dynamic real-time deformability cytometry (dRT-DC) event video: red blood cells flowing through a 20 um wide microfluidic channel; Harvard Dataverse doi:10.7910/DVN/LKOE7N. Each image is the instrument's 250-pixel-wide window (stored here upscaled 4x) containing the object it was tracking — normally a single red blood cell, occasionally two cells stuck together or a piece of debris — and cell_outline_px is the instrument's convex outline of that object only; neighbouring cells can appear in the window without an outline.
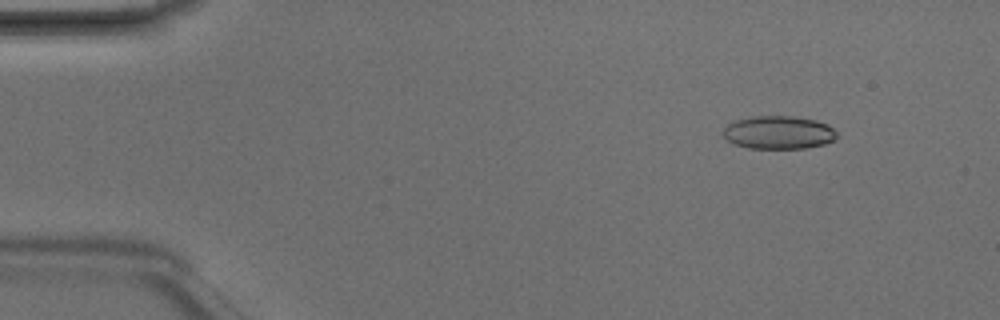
{"species": "Egyptian fruit bat (a non-hibernating species)", "species_latin": "Rousettus aegyptiacus", "temperature_condition": "room temperature", "stored_images_in_passage": 5, "camera_frame_rate_fps": 3000, "um_per_image_px": 0.085, "animal": {"sex": "male"}, "frame": {"image": 1, "passage_image": 2, "time_ms": 0.333, "image_size_px": [1000, 320], "cell_outline_px": [[836, 136], [832, 140], [824, 144], [808, 148], [748, 148], [732, 144], [724, 136], [724, 128], [732, 120], [752, 116], [796, 116], [816, 120], [828, 124], [836, 132]], "centroid_in_image_um": [66.15, 11.25], "position_along_channel_um": 18.8, "area_um2": 22.08}}